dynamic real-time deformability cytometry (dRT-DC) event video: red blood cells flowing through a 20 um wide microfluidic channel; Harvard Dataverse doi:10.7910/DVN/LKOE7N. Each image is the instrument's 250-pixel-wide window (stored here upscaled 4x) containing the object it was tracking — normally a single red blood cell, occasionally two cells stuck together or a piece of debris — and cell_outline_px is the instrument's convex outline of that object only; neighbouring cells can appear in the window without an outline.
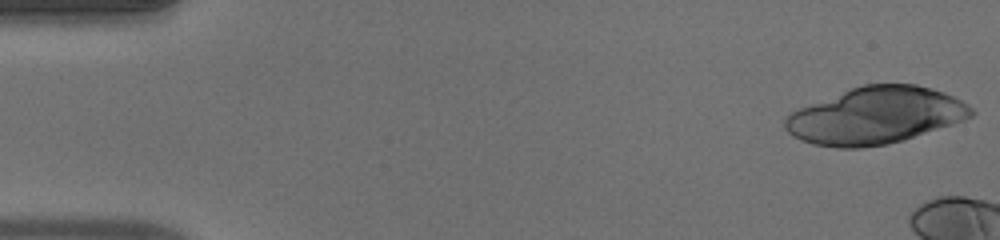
{"species": "human", "species_latin": "Homo sapiens", "temperature_condition": "warm", "stored_images_in_passage": 9, "camera_frame_rate_fps": 3000, "um_per_image_px": 0.085, "donor": {"sex": "male"}, "frame": {"image": 1, "passage_image": 1, "time_ms": 0.0, "image_size_px": [1000, 240], "cell_outline_px": [[976, 112], [972, 116], [964, 120], [904, 140], [888, 144], [860, 148], [836, 148], [812, 144], [800, 140], [792, 136], [784, 128], [784, 120], [796, 108], [852, 88], [864, 84], [916, 84], [932, 88], [944, 92], [968, 104]], "centroid_in_image_um": [74.4, 9.83], "position_along_channel_um": 10.6, "area_um2": 61.79}}